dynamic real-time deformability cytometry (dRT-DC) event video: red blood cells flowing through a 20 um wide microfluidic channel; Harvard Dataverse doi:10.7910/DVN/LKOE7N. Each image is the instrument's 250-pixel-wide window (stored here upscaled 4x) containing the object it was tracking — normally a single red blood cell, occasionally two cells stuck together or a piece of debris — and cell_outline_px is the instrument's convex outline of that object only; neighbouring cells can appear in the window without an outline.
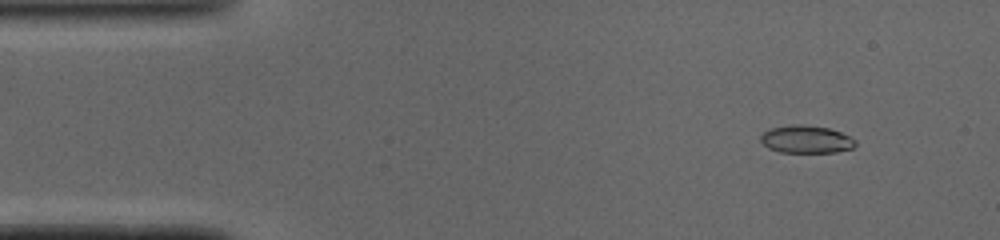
{"species": "common noctule bat (a hibernating species)", "species_latin": "Nyctalus noctula", "temperature_condition": "cold", "stored_images_in_passage": 15, "camera_frame_rate_fps": 3000, "um_per_image_px": 0.085, "animal": {"sex": "male", "body_mass_g": 19.0, "forearm_length_mm": 50.8}, "frame": {"image": 1, "passage_image": 5, "time_ms": 1.333, "image_size_px": [1000, 240], "cell_outline_px": [[856, 144], [852, 148], [836, 152], [780, 152], [768, 148], [760, 140], [760, 136], [764, 132], [772, 128], [796, 124], [800, 124], [828, 128], [840, 132], [856, 140]], "centroid_in_image_um": [68.52, 11.85], "position_along_channel_um": 16.5, "area_um2": 15.09}}